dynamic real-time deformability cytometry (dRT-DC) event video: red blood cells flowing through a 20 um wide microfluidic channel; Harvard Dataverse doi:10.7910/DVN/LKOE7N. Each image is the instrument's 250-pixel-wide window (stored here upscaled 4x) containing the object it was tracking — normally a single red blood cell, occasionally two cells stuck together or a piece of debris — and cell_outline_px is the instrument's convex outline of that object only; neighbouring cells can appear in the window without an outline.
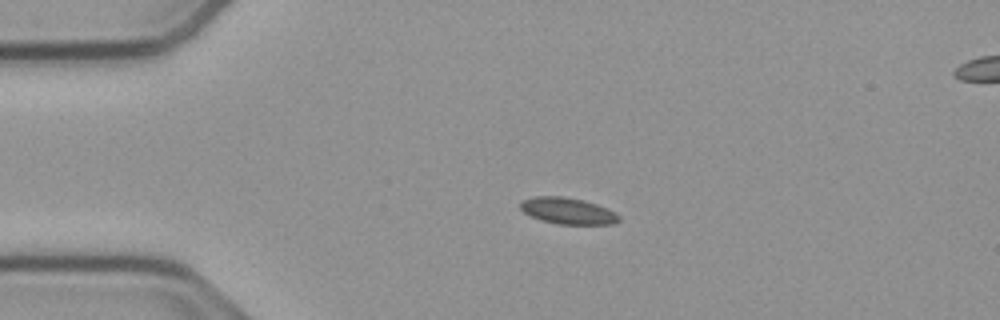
{"species": "common noctule bat (a hibernating species)", "species_latin": "Nyctalus noctula", "temperature_condition": "cold", "stored_images_in_passage": 45, "segment_of_instrument_passage": [1, 2], "camera_frame_rate_fps": 3000, "um_per_image_px": 0.085, "animal": {"sex": "male", "body_mass_g": 23.1, "forearm_length_mm": 52.7}, "frame": {"image": 1, "passage_image": 1, "time_ms": 0.0, "image_size_px": [1000, 320], "cell_outline_px": [[620, 220], [612, 224], [556, 224], [540, 220], [524, 212], [520, 208], [520, 200], [536, 196], [564, 196], [584, 200], [608, 208], [616, 212], [620, 216]], "centroid_in_image_um": [48.26, 17.92], "position_along_channel_um": 36.7, "area_um2": 15.32}}
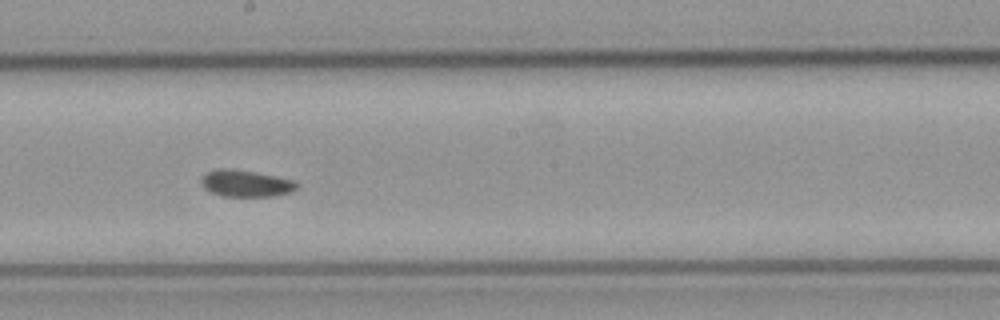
{"frame": {"image": 2, "passage_image": 19, "time_ms": 6.0, "image_size_px": [1000, 320], "cell_outline_px": [[300, 184], [292, 192], [276, 196], [220, 196], [204, 188], [200, 184], [200, 180], [208, 172], [220, 168], [228, 168], [256, 172], [296, 180]], "centroid_in_image_um": [20.94, 15.59], "position_along_channel_um": 227.3, "area_um2": 15.03}}
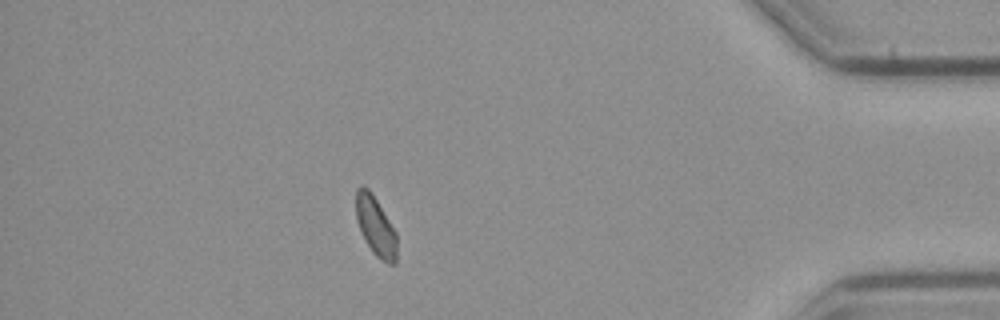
{"frame": {"image": 3, "passage_image": 37, "time_ms": 12.0, "image_size_px": [1000, 320], "cell_outline_px": [[396, 264], [388, 264], [380, 260], [372, 252], [356, 220], [356, 188], [360, 184], [364, 184], [368, 188], [376, 200], [396, 232]], "centroid_in_image_um": [31.92, 19.22], "position_along_channel_um": 403.3, "area_um2": 13.99}}